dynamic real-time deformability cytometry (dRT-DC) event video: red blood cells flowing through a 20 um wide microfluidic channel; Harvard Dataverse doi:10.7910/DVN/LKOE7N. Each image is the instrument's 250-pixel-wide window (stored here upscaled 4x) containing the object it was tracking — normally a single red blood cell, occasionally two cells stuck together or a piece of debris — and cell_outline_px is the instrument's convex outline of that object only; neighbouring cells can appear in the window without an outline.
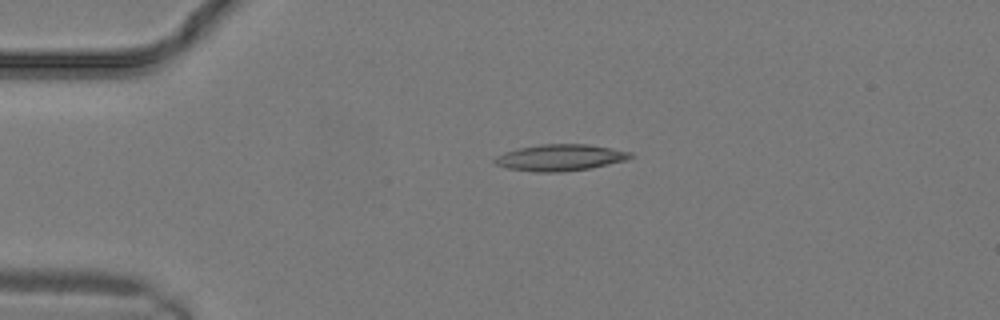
{"species": "common noctule bat (a hibernating species)", "species_latin": "Nyctalus noctula", "temperature_condition": "warm", "stored_images_in_passage": 3, "camera_frame_rate_fps": 3000, "um_per_image_px": 0.085, "animal": {"sex": "male", "body_mass_g": 19.2, "forearm_length_mm": 51.8}, "frame": {"image": 1, "passage_image": 1, "time_ms": 0.0, "image_size_px": [1000, 320], "cell_outline_px": [[636, 156], [628, 160], [592, 168], [560, 172], [532, 172], [508, 168], [496, 164], [492, 160], [496, 156], [504, 152], [520, 148], [540, 144], [588, 144], [632, 152]], "centroid_in_image_um": [47.65, 13.4], "position_along_channel_um": 37.3, "area_um2": 21.1}}